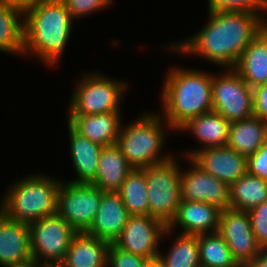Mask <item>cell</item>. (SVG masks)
Instances as JSON below:
<instances>
[{"label": "cell", "mask_w": 267, "mask_h": 267, "mask_svg": "<svg viewBox=\"0 0 267 267\" xmlns=\"http://www.w3.org/2000/svg\"><path fill=\"white\" fill-rule=\"evenodd\" d=\"M0 51L22 56L24 52V11L4 3H0Z\"/></svg>", "instance_id": "25"}, {"label": "cell", "mask_w": 267, "mask_h": 267, "mask_svg": "<svg viewBox=\"0 0 267 267\" xmlns=\"http://www.w3.org/2000/svg\"><path fill=\"white\" fill-rule=\"evenodd\" d=\"M62 181L44 174L26 176L11 184L1 201L0 211L17 222L34 221L57 212Z\"/></svg>", "instance_id": "4"}, {"label": "cell", "mask_w": 267, "mask_h": 267, "mask_svg": "<svg viewBox=\"0 0 267 267\" xmlns=\"http://www.w3.org/2000/svg\"><path fill=\"white\" fill-rule=\"evenodd\" d=\"M231 209L249 211L267 200V180L246 173L229 186Z\"/></svg>", "instance_id": "26"}, {"label": "cell", "mask_w": 267, "mask_h": 267, "mask_svg": "<svg viewBox=\"0 0 267 267\" xmlns=\"http://www.w3.org/2000/svg\"><path fill=\"white\" fill-rule=\"evenodd\" d=\"M147 259L110 244L107 267H144Z\"/></svg>", "instance_id": "33"}, {"label": "cell", "mask_w": 267, "mask_h": 267, "mask_svg": "<svg viewBox=\"0 0 267 267\" xmlns=\"http://www.w3.org/2000/svg\"><path fill=\"white\" fill-rule=\"evenodd\" d=\"M254 116L267 121V82L253 88Z\"/></svg>", "instance_id": "35"}, {"label": "cell", "mask_w": 267, "mask_h": 267, "mask_svg": "<svg viewBox=\"0 0 267 267\" xmlns=\"http://www.w3.org/2000/svg\"><path fill=\"white\" fill-rule=\"evenodd\" d=\"M134 168L117 144L104 146L99 157L95 180L91 183L102 191L118 192Z\"/></svg>", "instance_id": "22"}, {"label": "cell", "mask_w": 267, "mask_h": 267, "mask_svg": "<svg viewBox=\"0 0 267 267\" xmlns=\"http://www.w3.org/2000/svg\"><path fill=\"white\" fill-rule=\"evenodd\" d=\"M230 122L221 114L210 111L189 120L179 132H190L203 146L183 153L185 158H191L198 150L210 147L227 146L229 140Z\"/></svg>", "instance_id": "18"}, {"label": "cell", "mask_w": 267, "mask_h": 267, "mask_svg": "<svg viewBox=\"0 0 267 267\" xmlns=\"http://www.w3.org/2000/svg\"><path fill=\"white\" fill-rule=\"evenodd\" d=\"M173 67L161 91L162 115L172 131L189 120L212 111V73Z\"/></svg>", "instance_id": "3"}, {"label": "cell", "mask_w": 267, "mask_h": 267, "mask_svg": "<svg viewBox=\"0 0 267 267\" xmlns=\"http://www.w3.org/2000/svg\"><path fill=\"white\" fill-rule=\"evenodd\" d=\"M188 170L181 171L182 201L206 202L220 210H228L230 205L229 185L204 171L191 158Z\"/></svg>", "instance_id": "13"}, {"label": "cell", "mask_w": 267, "mask_h": 267, "mask_svg": "<svg viewBox=\"0 0 267 267\" xmlns=\"http://www.w3.org/2000/svg\"><path fill=\"white\" fill-rule=\"evenodd\" d=\"M3 267H35V259L31 258V259L26 260L24 262L10 264V265H6Z\"/></svg>", "instance_id": "38"}, {"label": "cell", "mask_w": 267, "mask_h": 267, "mask_svg": "<svg viewBox=\"0 0 267 267\" xmlns=\"http://www.w3.org/2000/svg\"><path fill=\"white\" fill-rule=\"evenodd\" d=\"M170 246L169 252H159L158 259L164 267H201L198 235L181 234ZM163 254V255H162Z\"/></svg>", "instance_id": "27"}, {"label": "cell", "mask_w": 267, "mask_h": 267, "mask_svg": "<svg viewBox=\"0 0 267 267\" xmlns=\"http://www.w3.org/2000/svg\"><path fill=\"white\" fill-rule=\"evenodd\" d=\"M267 140V121L256 116L230 123L227 146L249 157Z\"/></svg>", "instance_id": "24"}, {"label": "cell", "mask_w": 267, "mask_h": 267, "mask_svg": "<svg viewBox=\"0 0 267 267\" xmlns=\"http://www.w3.org/2000/svg\"><path fill=\"white\" fill-rule=\"evenodd\" d=\"M262 14L208 11L209 19L202 30L172 43L169 50L178 55H198L224 69H234L242 52L267 26V16Z\"/></svg>", "instance_id": "1"}, {"label": "cell", "mask_w": 267, "mask_h": 267, "mask_svg": "<svg viewBox=\"0 0 267 267\" xmlns=\"http://www.w3.org/2000/svg\"><path fill=\"white\" fill-rule=\"evenodd\" d=\"M198 244L201 267H240L218 232L199 234Z\"/></svg>", "instance_id": "29"}, {"label": "cell", "mask_w": 267, "mask_h": 267, "mask_svg": "<svg viewBox=\"0 0 267 267\" xmlns=\"http://www.w3.org/2000/svg\"><path fill=\"white\" fill-rule=\"evenodd\" d=\"M141 169L145 173L147 183L149 216L162 221L168 227L182 202V169L175 157Z\"/></svg>", "instance_id": "7"}, {"label": "cell", "mask_w": 267, "mask_h": 267, "mask_svg": "<svg viewBox=\"0 0 267 267\" xmlns=\"http://www.w3.org/2000/svg\"><path fill=\"white\" fill-rule=\"evenodd\" d=\"M247 173L267 180V140L254 154L247 157Z\"/></svg>", "instance_id": "34"}, {"label": "cell", "mask_w": 267, "mask_h": 267, "mask_svg": "<svg viewBox=\"0 0 267 267\" xmlns=\"http://www.w3.org/2000/svg\"><path fill=\"white\" fill-rule=\"evenodd\" d=\"M69 133V146L72 158L73 171H76V177L70 182L74 183H92L95 180L98 161L103 146L89 140L69 123H67Z\"/></svg>", "instance_id": "20"}, {"label": "cell", "mask_w": 267, "mask_h": 267, "mask_svg": "<svg viewBox=\"0 0 267 267\" xmlns=\"http://www.w3.org/2000/svg\"><path fill=\"white\" fill-rule=\"evenodd\" d=\"M80 81V82H79ZM78 83V84H77ZM70 95L68 115H92L120 112V105L128 84L108 78L104 74L92 72L85 74L76 82ZM121 101V103H120Z\"/></svg>", "instance_id": "6"}, {"label": "cell", "mask_w": 267, "mask_h": 267, "mask_svg": "<svg viewBox=\"0 0 267 267\" xmlns=\"http://www.w3.org/2000/svg\"><path fill=\"white\" fill-rule=\"evenodd\" d=\"M31 258L29 225L9 219L0 211V266Z\"/></svg>", "instance_id": "17"}, {"label": "cell", "mask_w": 267, "mask_h": 267, "mask_svg": "<svg viewBox=\"0 0 267 267\" xmlns=\"http://www.w3.org/2000/svg\"><path fill=\"white\" fill-rule=\"evenodd\" d=\"M110 243L77 232L70 243L62 264L66 267H107Z\"/></svg>", "instance_id": "21"}, {"label": "cell", "mask_w": 267, "mask_h": 267, "mask_svg": "<svg viewBox=\"0 0 267 267\" xmlns=\"http://www.w3.org/2000/svg\"><path fill=\"white\" fill-rule=\"evenodd\" d=\"M212 74V110L230 123L254 116L253 88L234 69Z\"/></svg>", "instance_id": "8"}, {"label": "cell", "mask_w": 267, "mask_h": 267, "mask_svg": "<svg viewBox=\"0 0 267 267\" xmlns=\"http://www.w3.org/2000/svg\"><path fill=\"white\" fill-rule=\"evenodd\" d=\"M120 112L68 115V123L89 140L108 146L117 143L122 124Z\"/></svg>", "instance_id": "19"}, {"label": "cell", "mask_w": 267, "mask_h": 267, "mask_svg": "<svg viewBox=\"0 0 267 267\" xmlns=\"http://www.w3.org/2000/svg\"><path fill=\"white\" fill-rule=\"evenodd\" d=\"M35 267H59V262H38L35 260Z\"/></svg>", "instance_id": "40"}, {"label": "cell", "mask_w": 267, "mask_h": 267, "mask_svg": "<svg viewBox=\"0 0 267 267\" xmlns=\"http://www.w3.org/2000/svg\"><path fill=\"white\" fill-rule=\"evenodd\" d=\"M130 215H149V202L145 173L133 169L118 191Z\"/></svg>", "instance_id": "28"}, {"label": "cell", "mask_w": 267, "mask_h": 267, "mask_svg": "<svg viewBox=\"0 0 267 267\" xmlns=\"http://www.w3.org/2000/svg\"><path fill=\"white\" fill-rule=\"evenodd\" d=\"M37 1L38 0H0V3H4L8 6H13L25 11Z\"/></svg>", "instance_id": "36"}, {"label": "cell", "mask_w": 267, "mask_h": 267, "mask_svg": "<svg viewBox=\"0 0 267 267\" xmlns=\"http://www.w3.org/2000/svg\"><path fill=\"white\" fill-rule=\"evenodd\" d=\"M73 20L62 0L35 2L24 11L23 56L35 55L48 68L54 67L68 45Z\"/></svg>", "instance_id": "2"}, {"label": "cell", "mask_w": 267, "mask_h": 267, "mask_svg": "<svg viewBox=\"0 0 267 267\" xmlns=\"http://www.w3.org/2000/svg\"><path fill=\"white\" fill-rule=\"evenodd\" d=\"M103 191L91 183L62 182L57 212L77 232H86L100 207Z\"/></svg>", "instance_id": "9"}, {"label": "cell", "mask_w": 267, "mask_h": 267, "mask_svg": "<svg viewBox=\"0 0 267 267\" xmlns=\"http://www.w3.org/2000/svg\"><path fill=\"white\" fill-rule=\"evenodd\" d=\"M32 258L38 262H63L77 231L56 212L29 225Z\"/></svg>", "instance_id": "10"}, {"label": "cell", "mask_w": 267, "mask_h": 267, "mask_svg": "<svg viewBox=\"0 0 267 267\" xmlns=\"http://www.w3.org/2000/svg\"><path fill=\"white\" fill-rule=\"evenodd\" d=\"M129 217L119 192L103 191L100 207L86 233L112 244L121 235Z\"/></svg>", "instance_id": "15"}, {"label": "cell", "mask_w": 267, "mask_h": 267, "mask_svg": "<svg viewBox=\"0 0 267 267\" xmlns=\"http://www.w3.org/2000/svg\"><path fill=\"white\" fill-rule=\"evenodd\" d=\"M218 233L240 267H245L263 251L256 241L247 211L231 208L221 211Z\"/></svg>", "instance_id": "12"}, {"label": "cell", "mask_w": 267, "mask_h": 267, "mask_svg": "<svg viewBox=\"0 0 267 267\" xmlns=\"http://www.w3.org/2000/svg\"><path fill=\"white\" fill-rule=\"evenodd\" d=\"M144 267H164L163 264L161 263V261L156 258V259H151V260H148Z\"/></svg>", "instance_id": "39"}, {"label": "cell", "mask_w": 267, "mask_h": 267, "mask_svg": "<svg viewBox=\"0 0 267 267\" xmlns=\"http://www.w3.org/2000/svg\"><path fill=\"white\" fill-rule=\"evenodd\" d=\"M169 233L172 234L170 229L152 216L130 215L114 244L125 251L151 260L158 258L160 241Z\"/></svg>", "instance_id": "11"}, {"label": "cell", "mask_w": 267, "mask_h": 267, "mask_svg": "<svg viewBox=\"0 0 267 267\" xmlns=\"http://www.w3.org/2000/svg\"><path fill=\"white\" fill-rule=\"evenodd\" d=\"M191 159L229 186L247 173V157L228 146L198 150Z\"/></svg>", "instance_id": "14"}, {"label": "cell", "mask_w": 267, "mask_h": 267, "mask_svg": "<svg viewBox=\"0 0 267 267\" xmlns=\"http://www.w3.org/2000/svg\"><path fill=\"white\" fill-rule=\"evenodd\" d=\"M141 115L130 124L121 125L116 143L135 169L161 164L174 157L161 153L167 137L165 130L171 129L161 113L147 112Z\"/></svg>", "instance_id": "5"}, {"label": "cell", "mask_w": 267, "mask_h": 267, "mask_svg": "<svg viewBox=\"0 0 267 267\" xmlns=\"http://www.w3.org/2000/svg\"><path fill=\"white\" fill-rule=\"evenodd\" d=\"M208 11L267 14V0H208Z\"/></svg>", "instance_id": "30"}, {"label": "cell", "mask_w": 267, "mask_h": 267, "mask_svg": "<svg viewBox=\"0 0 267 267\" xmlns=\"http://www.w3.org/2000/svg\"><path fill=\"white\" fill-rule=\"evenodd\" d=\"M72 18L79 19L87 15L109 8L114 0H62Z\"/></svg>", "instance_id": "32"}, {"label": "cell", "mask_w": 267, "mask_h": 267, "mask_svg": "<svg viewBox=\"0 0 267 267\" xmlns=\"http://www.w3.org/2000/svg\"><path fill=\"white\" fill-rule=\"evenodd\" d=\"M221 211L206 202L182 201L168 228H182L181 234L199 235L218 232ZM177 225V226H176Z\"/></svg>", "instance_id": "16"}, {"label": "cell", "mask_w": 267, "mask_h": 267, "mask_svg": "<svg viewBox=\"0 0 267 267\" xmlns=\"http://www.w3.org/2000/svg\"><path fill=\"white\" fill-rule=\"evenodd\" d=\"M245 267H267V250H263L253 261Z\"/></svg>", "instance_id": "37"}, {"label": "cell", "mask_w": 267, "mask_h": 267, "mask_svg": "<svg viewBox=\"0 0 267 267\" xmlns=\"http://www.w3.org/2000/svg\"><path fill=\"white\" fill-rule=\"evenodd\" d=\"M247 212L257 243L267 250V200Z\"/></svg>", "instance_id": "31"}, {"label": "cell", "mask_w": 267, "mask_h": 267, "mask_svg": "<svg viewBox=\"0 0 267 267\" xmlns=\"http://www.w3.org/2000/svg\"><path fill=\"white\" fill-rule=\"evenodd\" d=\"M59 267H66L61 262H59Z\"/></svg>", "instance_id": "41"}, {"label": "cell", "mask_w": 267, "mask_h": 267, "mask_svg": "<svg viewBox=\"0 0 267 267\" xmlns=\"http://www.w3.org/2000/svg\"><path fill=\"white\" fill-rule=\"evenodd\" d=\"M234 70L251 88L267 82V26L242 52Z\"/></svg>", "instance_id": "23"}]
</instances>
